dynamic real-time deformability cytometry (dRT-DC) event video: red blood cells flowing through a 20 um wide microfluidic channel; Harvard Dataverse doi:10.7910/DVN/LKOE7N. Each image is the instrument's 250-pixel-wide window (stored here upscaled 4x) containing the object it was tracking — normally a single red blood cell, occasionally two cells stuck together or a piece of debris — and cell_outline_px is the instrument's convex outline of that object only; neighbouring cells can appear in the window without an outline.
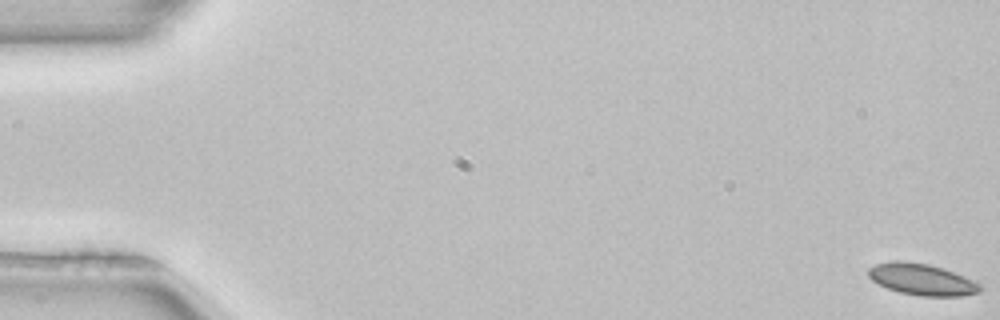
{"species": "common noctule bat (a hibernating species)", "species_latin": "Nyctalus noctula", "temperature_condition": "room temperature", "stored_images_in_passage": 53, "camera_frame_rate_fps": 3000, "um_per_image_px": 0.085, "animal": {"sex": "female", "body_mass_g": 22.7, "forearm_length_mm": 54.2}, "frame": {"image": 1, "passage_image": 1, "time_ms": 0.0, "image_size_px": [1000, 320], "cell_outline_px": [[984, 288], [980, 292], [960, 296], [920, 296], [900, 292], [888, 288], [872, 280], [868, 276], [868, 268], [876, 264], [896, 260], [900, 260], [928, 264], [944, 268], [972, 280], [980, 284]], "centroid_in_image_um": [78.37, 23.75], "position_along_channel_um": 6.6, "area_um2": 20.4}}
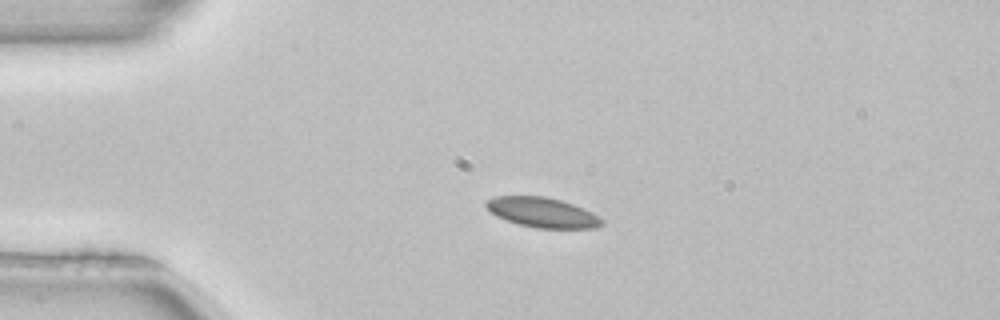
{"frame": {"image": 2, "passage_image": 13, "time_ms": 4.0, "image_size_px": [1000, 320], "cell_outline_px": [[604, 224], [596, 228], [536, 228], [516, 224], [496, 216], [484, 204], [484, 200], [496, 196], [544, 196], [560, 200], [584, 208], [600, 216], [604, 220]], "centroid_in_image_um": [46.11, 18.06], "position_along_channel_um": 38.9, "area_um2": 20.35}}
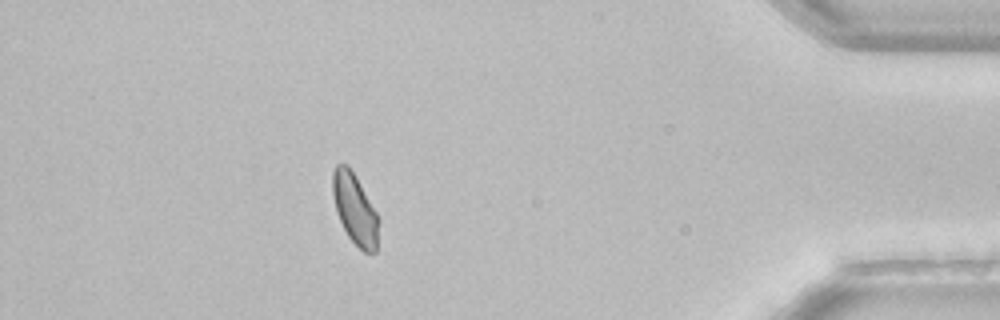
{"frame": {"image": 3, "passage_image": 47, "time_ms": 15.333, "image_size_px": [1000, 320], "cell_outline_px": [[376, 252], [364, 252], [348, 236], [336, 212], [332, 196], [332, 172], [336, 164], [348, 164], [376, 212]], "centroid_in_image_um": [30.09, 17.71], "position_along_channel_um": 405.1, "area_um2": 18.26}, "authors_computed_cell_mechanics": {"area_um2": 19.7676, "velocity_mm_per_s": 3.9474, "shape_relaxation_time_tau1_ms": 10.175, "shape_relaxation_time_tau2_ms": null, "deformation_change_tau1": 0.1368, "deformation_change_tau2": null}}